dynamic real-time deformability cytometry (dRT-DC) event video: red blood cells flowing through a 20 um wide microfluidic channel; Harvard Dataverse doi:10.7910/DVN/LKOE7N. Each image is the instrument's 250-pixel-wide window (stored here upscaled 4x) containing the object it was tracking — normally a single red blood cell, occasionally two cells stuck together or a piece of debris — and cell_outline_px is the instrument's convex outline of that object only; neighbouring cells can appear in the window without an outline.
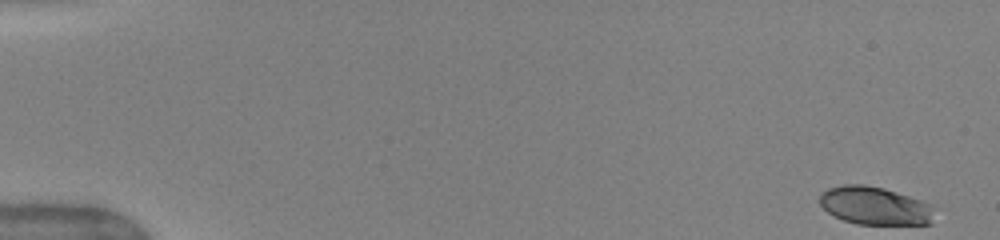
{"species": "human", "species_latin": "Homo sapiens", "temperature_condition": "warm", "stored_images_in_passage": 50, "camera_frame_rate_fps": 3000, "um_per_image_px": 0.085, "donor": {"sex": "female"}, "frame": {"image": 1, "passage_image": 1, "time_ms": 0.0, "image_size_px": [1000, 240], "cell_outline_px": [[932, 224], [856, 224], [844, 220], [828, 212], [820, 204], [820, 192], [828, 188], [844, 184], [864, 184], [884, 188], [920, 200], [928, 204]], "centroid_in_image_um": [74.27, 17.47], "position_along_channel_um": 10.7, "area_um2": 24.97}}
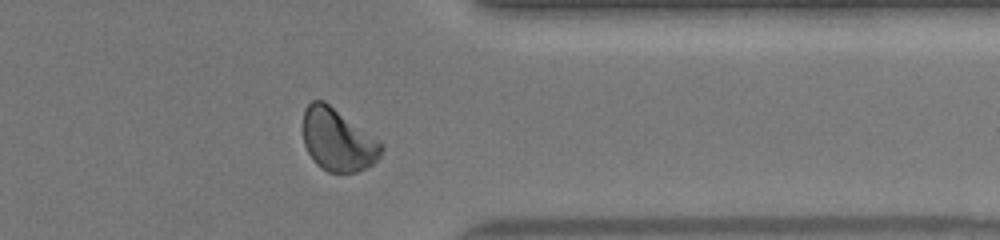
{"frame": {"image": 2, "passage_image": 41, "time_ms": 13.333, "image_size_px": [1000, 240], "cell_outline_px": [[384, 148], [380, 156], [368, 168], [356, 172], [328, 172], [320, 168], [312, 160], [304, 144], [304, 108], [312, 100], [324, 100], [384, 144]], "centroid_in_image_um": [28.71, 11.91], "position_along_channel_um": 382.7, "area_um2": 28.5}}
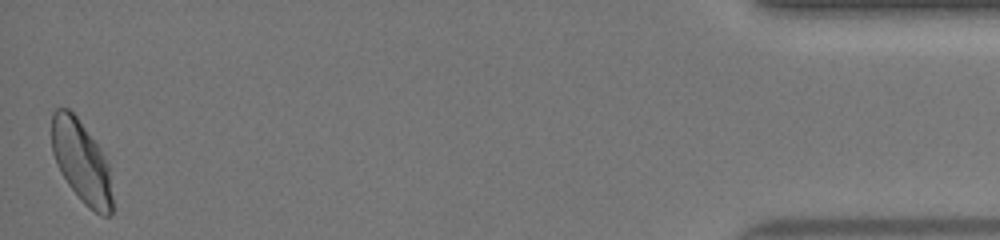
{"frame": {"image": 3, "passage_image": 50, "time_ms": 16.333, "image_size_px": [1000, 240], "cell_outline_px": [[112, 212], [108, 216], [100, 216], [88, 208], [84, 204], [68, 184], [60, 172], [56, 164], [52, 152], [52, 112], [56, 108], [68, 108], [76, 116], [100, 148], [108, 164], [112, 196]], "centroid_in_image_um": [6.91, 13.77], "position_along_channel_um": 428.3, "area_um2": 29.02}, "authors_computed_cell_mechanics": {"area_um2": 28.4665, "velocity_mm_per_s": 4.0056, "shape_relaxation_time_tau1_ms": 3.2784, "shape_relaxation_time_tau2_ms": 1.1409, "deformation_change_tau1": 0.1517, "deformation_change_tau2": 0.0537}}